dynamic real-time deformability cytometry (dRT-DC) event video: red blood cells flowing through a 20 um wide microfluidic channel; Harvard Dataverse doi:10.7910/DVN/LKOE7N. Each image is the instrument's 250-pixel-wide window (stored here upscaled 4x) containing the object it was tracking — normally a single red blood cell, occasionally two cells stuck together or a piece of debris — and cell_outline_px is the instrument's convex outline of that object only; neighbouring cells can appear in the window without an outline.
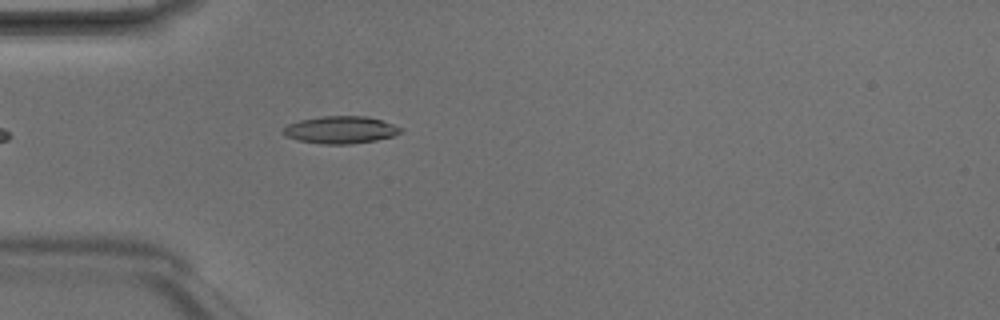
{"species": "Egyptian fruit bat (a non-hibernating species)", "species_latin": "Rousettus aegyptiacus", "temperature_condition": "room temperature", "stored_images_in_passage": 4, "camera_frame_rate_fps": 3000, "um_per_image_px": 0.085, "animal": {"sex": "male"}, "frame": {"image": 1, "passage_image": 4, "time_ms": 1.0, "image_size_px": [1000, 320], "cell_outline_px": [[404, 128], [400, 132], [392, 136], [376, 140], [348, 144], [320, 144], [300, 140], [284, 136], [280, 132], [280, 128], [288, 124], [300, 120], [320, 116], [368, 116]], "centroid_in_image_um": [28.88, 11.03], "position_along_channel_um": 56.1, "area_um2": 18.79}}